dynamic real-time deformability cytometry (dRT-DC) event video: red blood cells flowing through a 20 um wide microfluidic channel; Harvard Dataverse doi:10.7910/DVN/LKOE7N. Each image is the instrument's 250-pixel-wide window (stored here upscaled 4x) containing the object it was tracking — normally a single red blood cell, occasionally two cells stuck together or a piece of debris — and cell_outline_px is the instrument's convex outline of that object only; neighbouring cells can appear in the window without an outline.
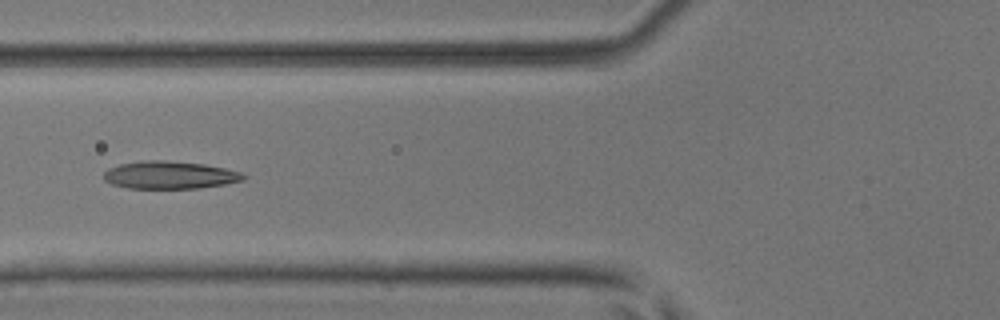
{"species": "common noctule bat (a hibernating species)", "species_latin": "Nyctalus noctula", "temperature_condition": "room temperature", "stored_images_in_passage": 6, "camera_frame_rate_fps": 3000, "um_per_image_px": 0.085, "animal": {"sex": "male", "body_mass_g": 17.9, "forearm_length_mm": 54.2}, "frame": {"image": 1, "passage_image": 5, "time_ms": 1.333, "image_size_px": [1000, 320], "cell_outline_px": [[248, 176], [244, 180], [224, 184], [200, 188], [128, 188], [112, 184], [104, 180], [104, 172], [108, 168], [120, 164], [144, 160], [164, 160], [204, 164], [224, 168], [240, 172]], "centroid_in_image_um": [14.43, 14.87], "position_along_channel_um": 111.4, "area_um2": 22.48}}
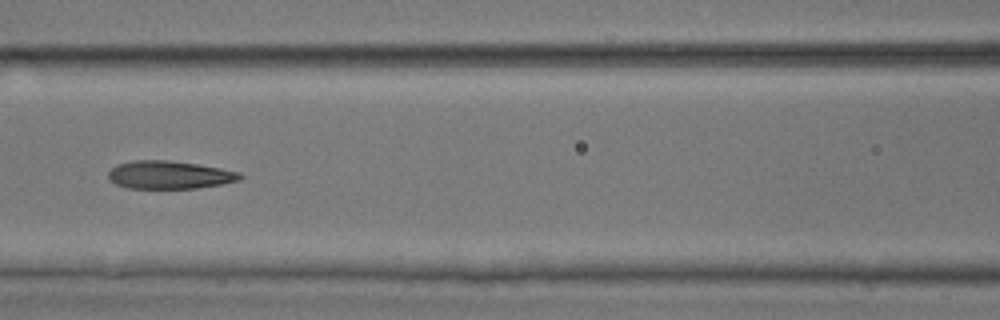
{"frame": {"image": 2, "passage_image": 6, "time_ms": 1.667, "image_size_px": [1000, 320], "cell_outline_px": [[244, 176], [240, 180], [220, 184], [196, 188], [128, 188], [116, 184], [108, 180], [108, 172], [116, 164], [132, 160], [168, 160], [196, 164], [220, 168], [240, 172]], "centroid_in_image_um": [14.37, 14.86], "position_along_channel_um": 152.2, "area_um2": 21.5}}